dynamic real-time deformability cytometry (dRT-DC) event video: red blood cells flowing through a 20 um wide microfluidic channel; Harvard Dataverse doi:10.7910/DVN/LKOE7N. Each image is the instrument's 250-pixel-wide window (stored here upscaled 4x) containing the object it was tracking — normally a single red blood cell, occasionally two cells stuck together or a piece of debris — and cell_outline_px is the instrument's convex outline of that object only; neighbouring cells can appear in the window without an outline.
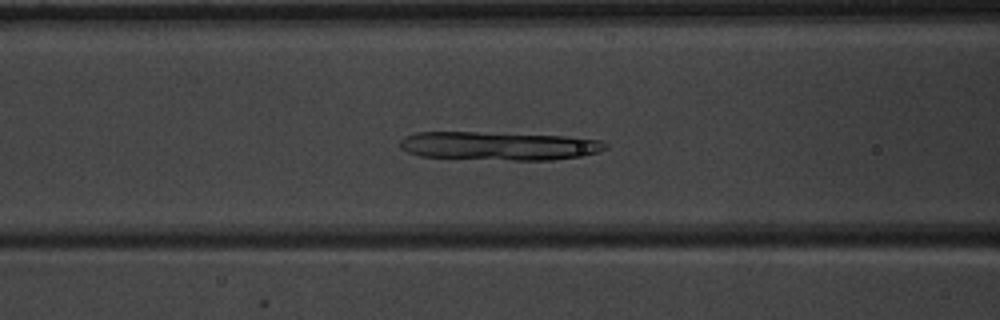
{"species": "common noctule bat (a hibernating species)", "species_latin": "Nyctalus noctula", "temperature_condition": "warm", "stored_images_in_passage": 51, "camera_frame_rate_fps": 3000, "um_per_image_px": 0.085, "animal": {"sex": "male", "body_mass_g": 20.1, "forearm_length_mm": 53.5}, "frame": {"image": 1, "passage_image": 21, "time_ms": 6.667, "image_size_px": [1000, 320], "cell_outline_px": [[608, 148], [596, 152], [580, 156], [552, 160], [512, 160], [420, 156], [408, 152], [400, 148], [400, 140], [404, 136], [416, 132], [476, 132], [564, 136], [600, 140], [608, 144]], "centroid_in_image_um": [42.38, 12.4], "position_along_channel_um": 124.2, "area_um2": 33.93}}
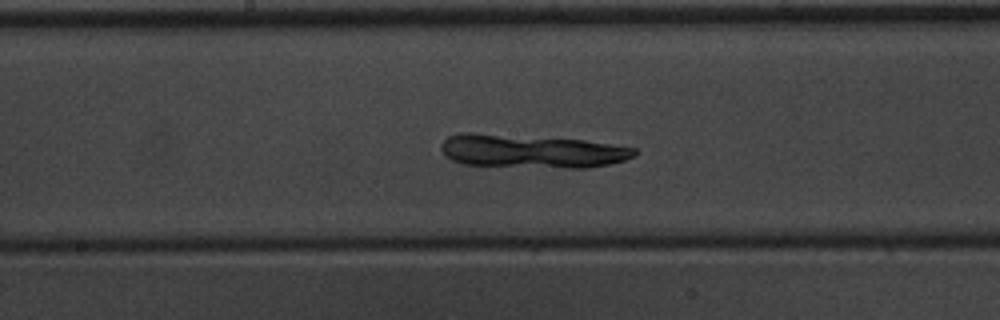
{"frame": {"image": 2, "passage_image": 27, "time_ms": 8.667, "image_size_px": [1000, 320], "cell_outline_px": [[640, 152], [636, 156], [624, 160], [608, 164], [588, 168], [564, 168], [464, 164], [452, 160], [440, 148], [440, 144], [448, 136], [464, 132], [472, 132], [584, 140], [636, 148]], "centroid_in_image_um": [45.21, 12.85], "position_along_channel_um": 203.0, "area_um2": 37.63}}
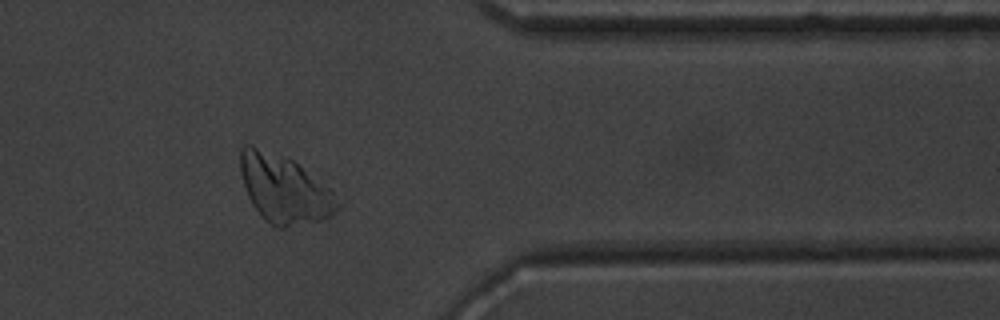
{"frame": {"image": 3, "passage_image": 42, "time_ms": 13.667, "image_size_px": [1000, 320], "cell_outline_px": [[340, 208], [332, 216], [324, 220], [284, 228], [276, 228], [264, 220], [252, 204], [248, 196], [240, 172], [240, 148], [244, 144], [252, 144], [292, 160], [332, 188], [340, 204]], "centroid_in_image_um": [24.19, 16.09], "position_along_channel_um": 387.2, "area_um2": 38.9}}